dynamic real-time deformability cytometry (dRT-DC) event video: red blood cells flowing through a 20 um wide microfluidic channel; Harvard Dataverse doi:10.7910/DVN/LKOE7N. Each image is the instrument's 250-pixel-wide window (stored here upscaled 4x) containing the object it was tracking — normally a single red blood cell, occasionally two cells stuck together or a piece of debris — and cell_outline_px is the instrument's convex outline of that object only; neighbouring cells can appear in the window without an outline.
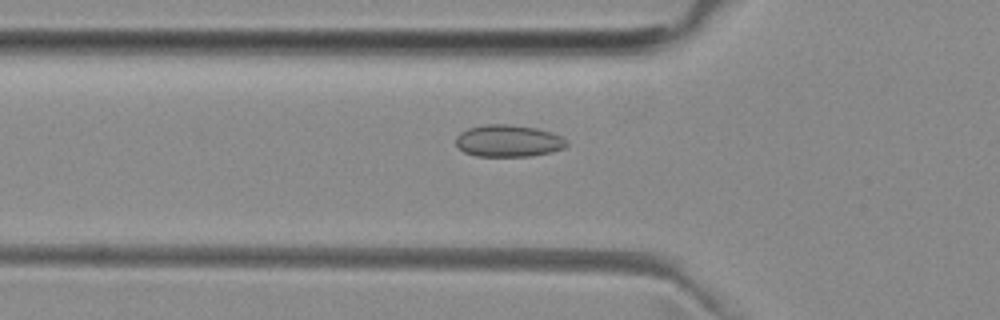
{"species": "common noctule bat (a hibernating species)", "species_latin": "Nyctalus noctula", "temperature_condition": "room temperature", "stored_images_in_passage": 51, "camera_frame_rate_fps": 3000, "um_per_image_px": 0.085, "animal": {"sex": "female", "body_mass_g": 29.2, "forearm_length_mm": 56.3}, "frame": {"image": 1, "passage_image": 17, "time_ms": 5.333, "image_size_px": [1000, 320], "cell_outline_px": [[568, 144], [564, 148], [552, 152], [532, 156], [476, 156], [464, 152], [456, 144], [456, 136], [460, 132], [468, 128], [484, 124], [508, 124], [536, 128], [552, 132], [568, 140]], "centroid_in_image_um": [43.22, 11.97], "position_along_channel_um": 82.6, "area_um2": 20.81}}
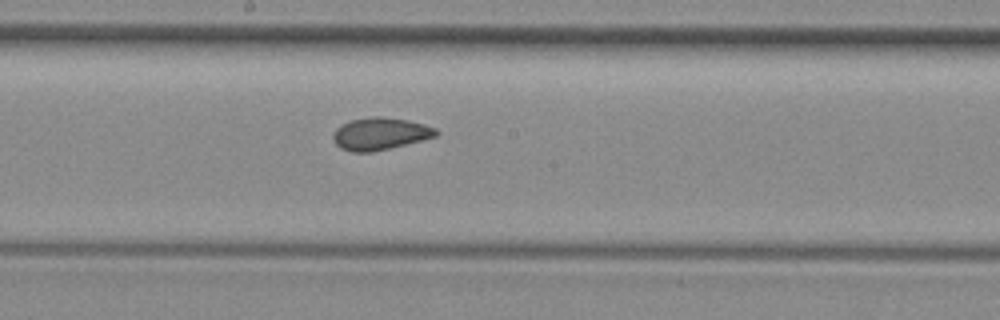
{"frame": {"image": 2, "passage_image": 27, "time_ms": 8.667, "image_size_px": [1000, 320], "cell_outline_px": [[440, 132], [436, 136], [372, 152], [352, 152], [340, 148], [332, 140], [332, 136], [336, 128], [340, 124], [348, 120], [372, 116], [380, 116], [408, 120], [424, 124], [436, 128]], "centroid_in_image_um": [32.26, 11.35], "position_along_channel_um": 215.9, "area_um2": 19.42}}
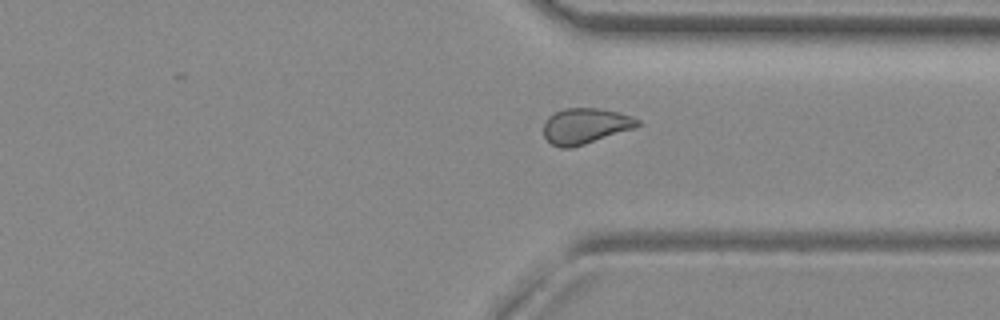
{"frame": {"image": 3, "passage_image": 38, "time_ms": 12.333, "image_size_px": [1000, 320], "cell_outline_px": [[640, 124], [636, 128], [572, 148], [560, 148], [552, 144], [544, 136], [544, 120], [548, 116], [564, 108], [600, 108], [620, 112], [632, 116], [640, 120]], "centroid_in_image_um": [49.77, 10.7], "position_along_channel_um": 361.6, "area_um2": 19.77}, "authors_computed_cell_mechanics": {"area_um2": 19.8832, "velocity_mm_per_s": 3.9817, "shape_relaxation_time_tau1_ms": null, "shape_relaxation_time_tau2_ms": 1.8801, "deformation_change_tau1": null, "deformation_change_tau2": 0.0502}}